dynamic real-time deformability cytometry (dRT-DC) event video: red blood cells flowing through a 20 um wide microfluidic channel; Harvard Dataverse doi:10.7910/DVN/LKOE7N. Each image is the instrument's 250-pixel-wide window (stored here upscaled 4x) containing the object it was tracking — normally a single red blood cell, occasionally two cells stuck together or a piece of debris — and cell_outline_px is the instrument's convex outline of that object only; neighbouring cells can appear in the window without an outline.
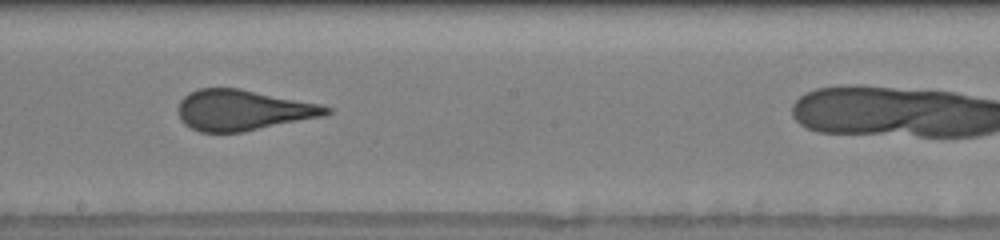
{"species": "human", "species_latin": "Homo sapiens", "temperature_condition": "warm", "stored_images_in_passage": 35, "camera_frame_rate_fps": 3000, "um_per_image_px": 0.085, "donor": {"sex": "male"}, "frame": {"image": 1, "passage_image": 20, "time_ms": 6.333, "image_size_px": [1000, 240], "cell_outline_px": [[332, 112], [324, 116], [244, 132], [200, 132], [184, 124], [180, 120], [176, 108], [180, 100], [188, 92], [200, 88], [240, 88], [320, 104], [332, 108]], "centroid_in_image_um": [20.62, 9.36], "position_along_channel_um": 227.6, "area_um2": 35.37}}
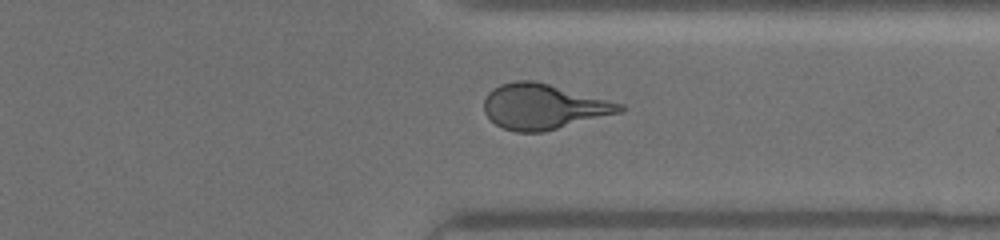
{"frame": {"image": 2, "passage_image": 30, "time_ms": 9.667, "image_size_px": [1000, 240], "cell_outline_px": [[628, 108], [624, 112], [544, 132], [516, 132], [504, 128], [496, 124], [484, 112], [484, 100], [488, 92], [492, 88], [500, 84], [516, 80], [536, 80], [624, 104]], "centroid_in_image_um": [46.23, 9.05], "position_along_channel_um": 365.2, "area_um2": 36.24}}